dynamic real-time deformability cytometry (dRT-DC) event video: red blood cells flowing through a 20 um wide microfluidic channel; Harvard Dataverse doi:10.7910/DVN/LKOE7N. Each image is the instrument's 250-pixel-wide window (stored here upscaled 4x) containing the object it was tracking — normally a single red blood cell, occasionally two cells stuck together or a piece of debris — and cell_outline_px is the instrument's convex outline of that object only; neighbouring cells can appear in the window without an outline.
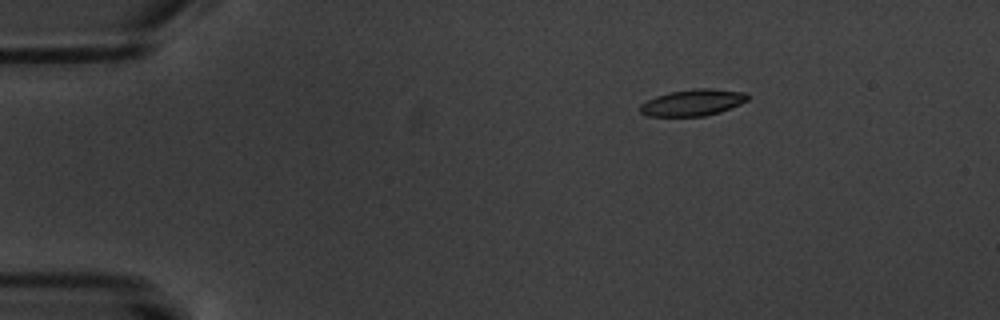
{"species": "common noctule bat (a hibernating species)", "species_latin": "Nyctalus noctula", "temperature_condition": "warm", "stored_images_in_passage": 15, "camera_frame_rate_fps": 3000, "um_per_image_px": 0.085, "animal": {"sex": "male", "body_mass_g": 20.1, "forearm_length_mm": 53.5}, "frame": {"image": 1, "passage_image": 1, "time_ms": 0.0, "image_size_px": [1000, 320], "cell_outline_px": [[748, 100], [740, 104], [720, 112], [704, 116], [648, 116], [640, 112], [640, 104], [656, 96], [672, 92], [696, 88], [712, 88], [744, 92], [748, 96]], "centroid_in_image_um": [58.89, 8.72], "position_along_channel_um": 26.1, "area_um2": 16.47}}
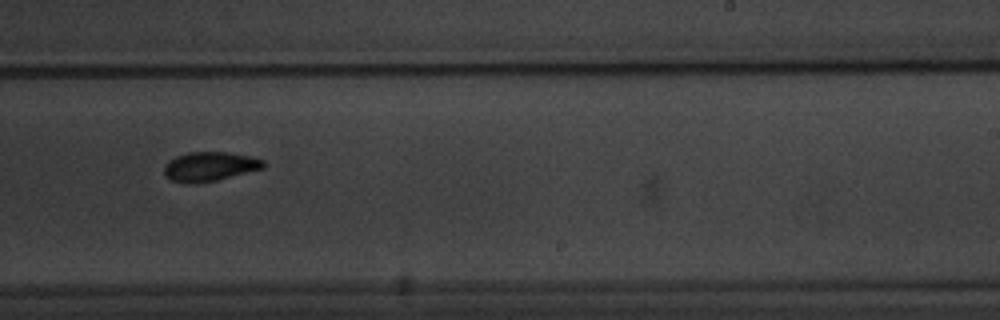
{"frame": {"image": 2, "passage_image": 9, "time_ms": 9.333, "image_size_px": [1000, 320], "cell_outline_px": [[264, 168], [216, 180], [192, 184], [172, 180], [164, 176], [164, 164], [176, 156], [188, 152], [228, 152], [252, 156], [264, 160]], "centroid_in_image_um": [17.81, 14.14], "position_along_channel_um": 271.2, "area_um2": 16.94}}
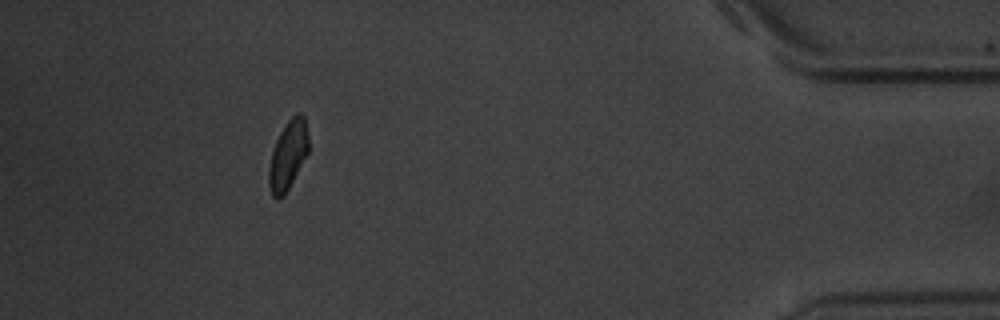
{"frame": {"image": 3, "passage_image": 14, "time_ms": 15.0, "image_size_px": [1000, 320], "cell_outline_px": [[308, 152], [284, 196], [276, 200], [272, 196], [268, 184], [268, 168], [272, 152], [276, 140], [280, 132], [288, 120], [296, 112], [300, 112], [304, 116], [308, 136]], "centroid_in_image_um": [24.46, 13.19], "position_along_channel_um": 410.7, "area_um2": 15.9}, "authors_computed_cell_mechanics": {"area_um2": 16.9354, "velocity_mm_per_s": 3.3891, "shape_relaxation_time_tau1_ms": 2.6098, "shape_relaxation_time_tau2_ms": null, "deformation_change_tau1": 0.101, "deformation_change_tau2": null}}